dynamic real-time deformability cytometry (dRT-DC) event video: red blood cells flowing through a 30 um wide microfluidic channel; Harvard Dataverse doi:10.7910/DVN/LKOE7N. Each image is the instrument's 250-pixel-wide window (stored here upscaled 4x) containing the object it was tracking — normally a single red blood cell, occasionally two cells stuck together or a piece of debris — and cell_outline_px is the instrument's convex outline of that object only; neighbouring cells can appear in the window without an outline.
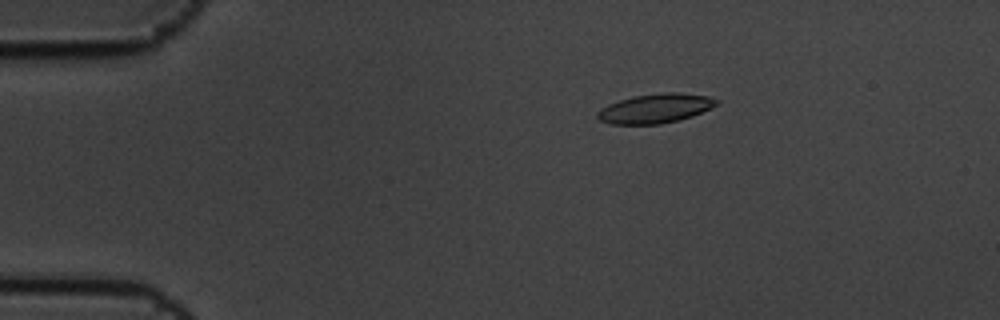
{"species": "common noctule bat (a hibernating species)", "species_latin": "Nyctalus noctula", "temperature_condition": "cold", "stored_images_in_passage": 5, "camera_frame_rate_fps": 3000, "um_per_image_px": 0.085, "animal": {"sex": "male", "body_mass_g": 19.5, "forearm_length_mm": 54.6}, "frame": {"image": 1, "passage_image": 3, "time_ms": 0.667, "image_size_px": [1000, 320], "cell_outline_px": [[720, 104], [712, 108], [692, 116], [680, 120], [660, 124], [608, 124], [600, 120], [596, 116], [596, 112], [600, 108], [608, 104], [632, 96], [664, 92], [676, 92], [708, 96], [720, 100]], "centroid_in_image_um": [55.72, 9.21], "position_along_channel_um": 29.3, "area_um2": 20.63}}